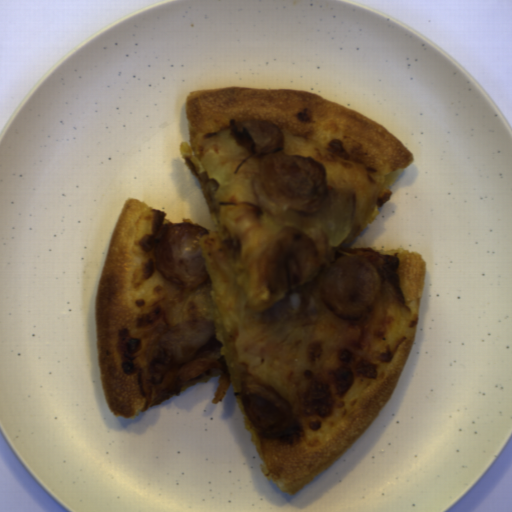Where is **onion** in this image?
Here are the masks:
<instances>
[{
  "label": "onion",
  "instance_id": "1",
  "mask_svg": "<svg viewBox=\"0 0 512 512\" xmlns=\"http://www.w3.org/2000/svg\"><path fill=\"white\" fill-rule=\"evenodd\" d=\"M216 335L208 320H193L167 329L154 344V357L164 365L195 357Z\"/></svg>",
  "mask_w": 512,
  "mask_h": 512
}]
</instances>
